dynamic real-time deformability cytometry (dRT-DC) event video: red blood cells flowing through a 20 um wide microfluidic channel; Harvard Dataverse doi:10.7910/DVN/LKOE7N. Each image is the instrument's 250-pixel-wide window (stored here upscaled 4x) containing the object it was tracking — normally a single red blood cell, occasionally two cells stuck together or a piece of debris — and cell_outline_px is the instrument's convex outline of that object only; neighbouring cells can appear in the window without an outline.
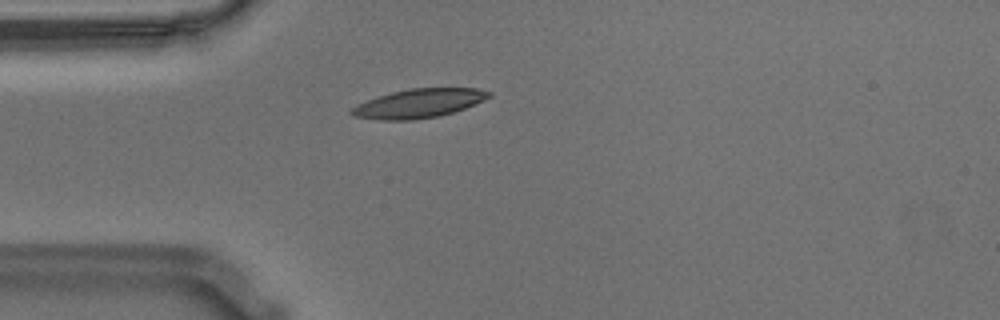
{"species": "Egyptian fruit bat (a non-hibernating species)", "species_latin": "Rousettus aegyptiacus", "temperature_condition": "warm", "stored_images_in_passage": 4, "camera_frame_rate_fps": 3000, "um_per_image_px": 0.085, "animal": {"sex": "male"}, "frame": {"image": 1, "passage_image": 2, "time_ms": 0.333, "image_size_px": [1000, 320], "cell_outline_px": [[492, 96], [484, 100], [464, 108], [440, 116], [412, 120], [380, 120], [352, 116], [348, 112], [356, 104], [392, 92], [412, 88], [476, 88], [492, 92]], "centroid_in_image_um": [35.59, 8.79], "position_along_channel_um": 49.4, "area_um2": 23.06}}